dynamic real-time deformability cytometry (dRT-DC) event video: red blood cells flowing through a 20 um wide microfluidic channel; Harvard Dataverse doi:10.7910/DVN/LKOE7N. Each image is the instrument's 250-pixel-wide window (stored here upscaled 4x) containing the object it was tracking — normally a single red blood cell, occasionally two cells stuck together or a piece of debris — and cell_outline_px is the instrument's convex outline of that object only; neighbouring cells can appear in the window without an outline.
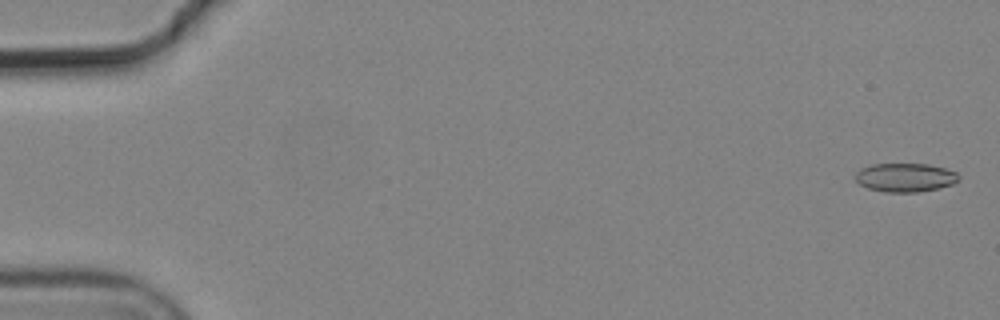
{"species": "common noctule bat (a hibernating species)", "species_latin": "Nyctalus noctula", "temperature_condition": "cold", "stored_images_in_passage": 7, "camera_frame_rate_fps": 3000, "um_per_image_px": 0.085, "animal": {"sex": "male", "body_mass_g": 19.2, "forearm_length_mm": 51.8}, "frame": {"image": 1, "passage_image": 1, "time_ms": 0.0, "image_size_px": [1000, 320], "cell_outline_px": [[960, 180], [952, 184], [936, 188], [916, 192], [884, 192], [868, 188], [860, 184], [856, 180], [856, 172], [860, 168], [872, 164], [928, 164], [944, 168], [956, 172], [960, 176]], "centroid_in_image_um": [76.94, 15.08], "position_along_channel_um": 8.1, "area_um2": 17.22}}
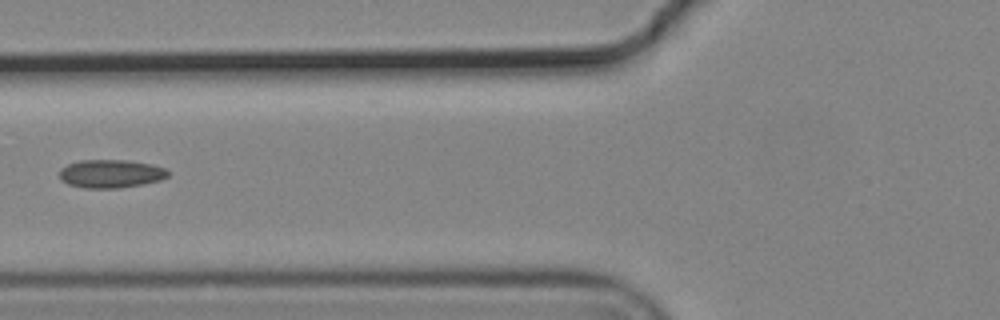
{"frame": {"image": 2, "passage_image": 6, "time_ms": 1.667, "image_size_px": [1000, 320], "cell_outline_px": [[168, 176], [160, 180], [144, 184], [120, 188], [84, 188], [68, 184], [60, 180], [60, 168], [68, 164], [80, 160], [128, 160], [152, 164], [164, 168], [168, 172]], "centroid_in_image_um": [9.4, 14.77], "position_along_channel_um": 116.4, "area_um2": 17.98}}
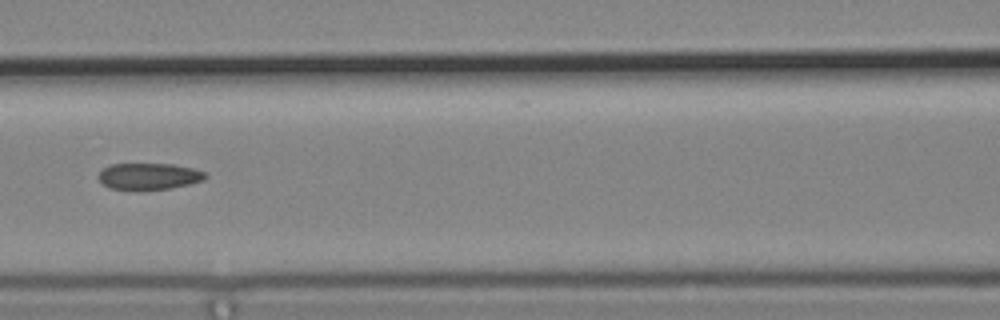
{"frame": {"image": 3, "passage_image": 7, "time_ms": 2.0, "image_size_px": [1000, 320], "cell_outline_px": [[208, 176], [204, 180], [188, 184], [168, 188], [112, 188], [104, 184], [96, 176], [104, 168], [112, 164], [172, 164], [192, 168], [204, 172]], "centroid_in_image_um": [12.68, 14.95], "position_along_channel_um": 153.9, "area_um2": 15.9}}